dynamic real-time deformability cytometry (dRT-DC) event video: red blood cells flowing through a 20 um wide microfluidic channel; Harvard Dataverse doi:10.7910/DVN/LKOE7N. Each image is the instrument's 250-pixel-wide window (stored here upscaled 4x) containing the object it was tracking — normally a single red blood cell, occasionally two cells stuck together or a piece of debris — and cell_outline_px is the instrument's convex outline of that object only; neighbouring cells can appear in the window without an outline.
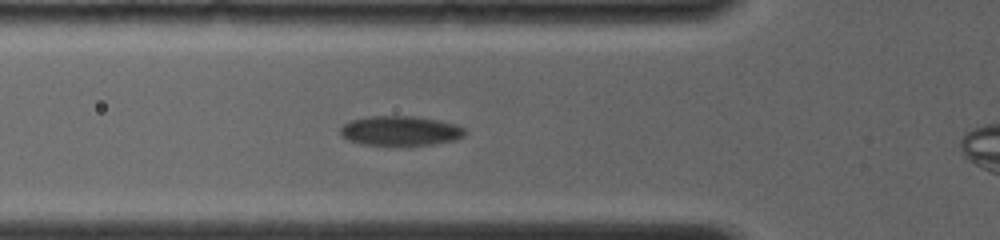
{"species": "common noctule bat (a hibernating species)", "species_latin": "Nyctalus noctula", "temperature_condition": "room temperature", "stored_images_in_passage": 7, "camera_frame_rate_fps": 4000, "um_per_image_px": 0.085, "animal": {"sex": "female", "body_mass_g": 19.0, "forearm_length_mm": 56.7}, "frame": {"image": 1, "passage_image": 7, "time_ms": 3.5, "image_size_px": [1000, 240], "cell_outline_px": [[468, 132], [464, 136], [456, 140], [432, 144], [364, 144], [348, 140], [340, 132], [340, 128], [344, 124], [352, 120], [372, 116], [412, 116], [440, 120], [456, 124], [464, 128]], "centroid_in_image_um": [34.09, 11.1], "position_along_channel_um": 91.7, "area_um2": 21.21}}